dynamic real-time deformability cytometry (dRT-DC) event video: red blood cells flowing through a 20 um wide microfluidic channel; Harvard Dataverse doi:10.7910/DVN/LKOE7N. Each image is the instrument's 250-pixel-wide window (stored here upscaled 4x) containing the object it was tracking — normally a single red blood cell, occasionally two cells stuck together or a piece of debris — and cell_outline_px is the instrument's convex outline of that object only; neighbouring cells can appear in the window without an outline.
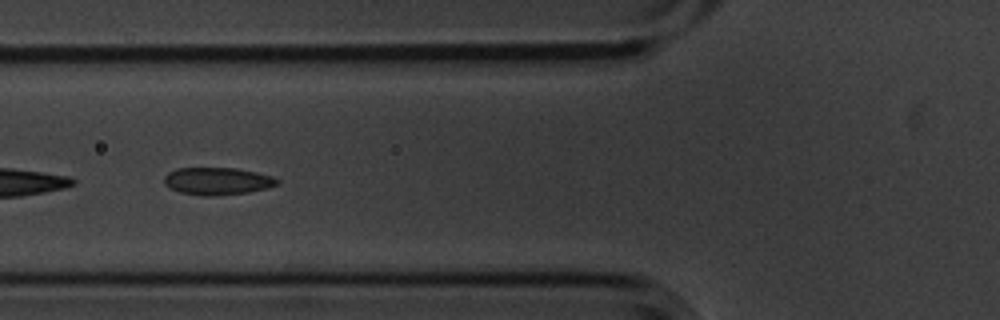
{"species": "common noctule bat (a hibernating species)", "species_latin": "Nyctalus noctula", "temperature_condition": "cold", "stored_images_in_passage": 14, "camera_frame_rate_fps": 3000, "um_per_image_px": 0.085, "animal": {"sex": "male", "body_mass_g": 20.1, "forearm_length_mm": 53.5}, "frame": {"image": 1, "passage_image": 6, "time_ms": 1.667, "image_size_px": [1000, 320], "cell_outline_px": [[280, 184], [268, 188], [248, 192], [212, 196], [200, 196], [180, 192], [168, 188], [164, 184], [164, 176], [168, 172], [176, 168], [236, 168], [256, 172], [272, 176], [280, 180]], "centroid_in_image_um": [18.47, 15.4], "position_along_channel_um": 107.3, "area_um2": 18.26}}
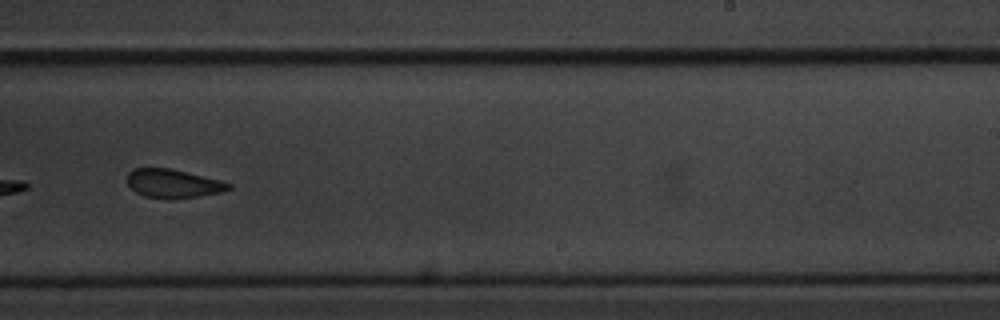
{"frame": {"image": 2, "passage_image": 10, "time_ms": 3.0, "image_size_px": [1000, 320], "cell_outline_px": [[232, 188], [220, 192], [196, 196], [168, 200], [144, 196], [136, 192], [128, 184], [128, 172], [132, 168], [168, 168], [220, 180], [232, 184]], "centroid_in_image_um": [14.69, 15.61], "position_along_channel_um": 274.3, "area_um2": 16.82}}
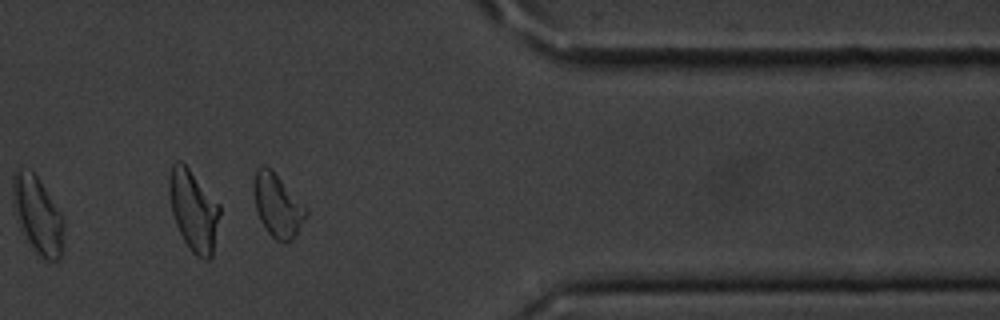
{"frame": {"image": 3, "passage_image": 13, "time_ms": 4.0, "image_size_px": [1000, 320], "cell_outline_px": [[64, 224], [60, 256], [56, 260], [48, 260], [40, 256], [36, 252], [20, 228], [12, 192], [12, 176], [16, 172], [32, 172], [36, 176], [60, 212], [64, 220]], "centroid_in_image_um": [3.22, 18.32], "position_along_channel_um": 408.2, "area_um2": 21.73}}